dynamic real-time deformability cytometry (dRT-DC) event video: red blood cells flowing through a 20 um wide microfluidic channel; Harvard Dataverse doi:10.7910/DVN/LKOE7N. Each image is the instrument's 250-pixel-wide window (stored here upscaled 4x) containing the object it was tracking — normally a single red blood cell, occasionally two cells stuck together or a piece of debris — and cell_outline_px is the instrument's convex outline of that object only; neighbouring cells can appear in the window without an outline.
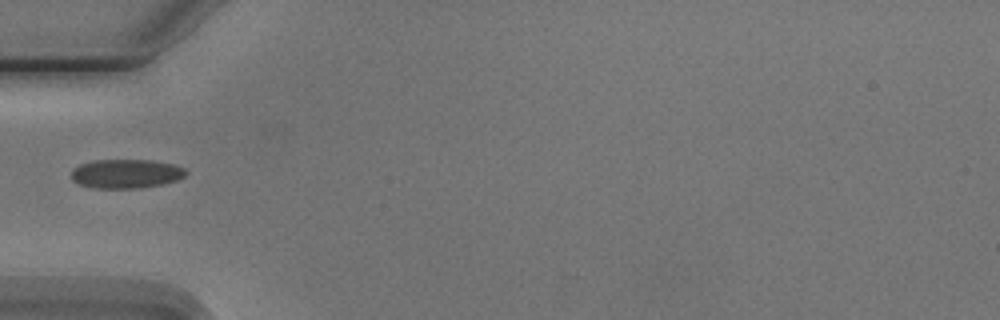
{"species": "Egyptian fruit bat (a non-hibernating species)", "species_latin": "Rousettus aegyptiacus", "temperature_condition": "cold", "stored_images_in_passage": 1, "camera_frame_rate_fps": 3000, "um_per_image_px": 0.085, "animal": {"sex": "male"}, "frame": {"image": 1, "passage_image": 1, "time_ms": 0.0, "image_size_px": [1000, 320], "cell_outline_px": [[188, 172], [184, 176], [176, 180], [164, 184], [140, 188], [92, 188], [80, 184], [72, 180], [72, 168], [80, 164], [96, 160], [148, 160], [172, 164], [184, 168]], "centroid_in_image_um": [10.7, 14.77], "position_along_channel_um": 74.3, "area_um2": 19.36}}